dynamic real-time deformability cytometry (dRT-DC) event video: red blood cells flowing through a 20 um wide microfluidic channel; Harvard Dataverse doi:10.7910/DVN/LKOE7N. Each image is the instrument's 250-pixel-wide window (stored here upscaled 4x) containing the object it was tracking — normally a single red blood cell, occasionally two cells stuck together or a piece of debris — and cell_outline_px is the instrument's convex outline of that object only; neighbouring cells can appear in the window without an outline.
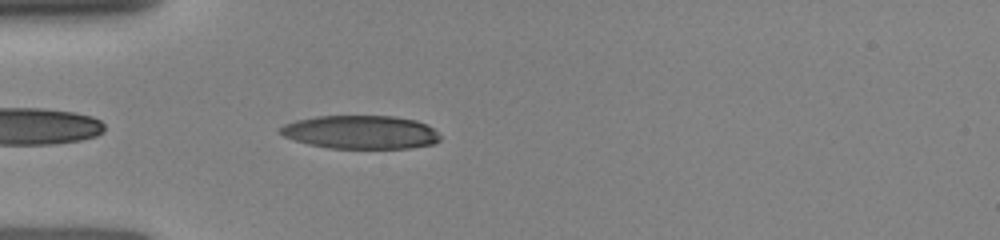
{"species": "human", "species_latin": "Homo sapiens", "temperature_condition": "room temperature", "stored_images_in_passage": 30, "camera_frame_rate_fps": 3000, "um_per_image_px": 0.085, "donor": {"sex": "female"}, "frame": {"image": 1, "passage_image": 3, "time_ms": 0.667, "image_size_px": [1000, 240], "cell_outline_px": [[440, 140], [436, 144], [408, 148], [332, 148], [308, 144], [284, 136], [280, 132], [280, 128], [284, 124], [296, 120], [316, 116], [396, 116], [416, 120], [432, 128], [440, 136]], "centroid_in_image_um": [30.68, 11.23], "position_along_channel_um": 54.3, "area_um2": 31.04}}
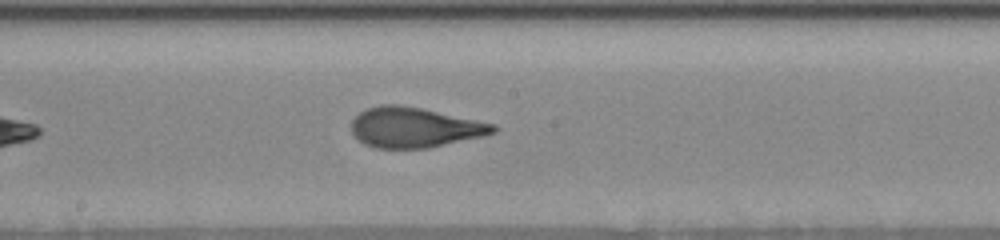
{"frame": {"image": 2, "passage_image": 17, "time_ms": 4.667, "image_size_px": [1000, 240], "cell_outline_px": [[500, 128], [496, 132], [484, 136], [428, 148], [372, 148], [364, 144], [352, 132], [352, 120], [360, 112], [368, 108], [380, 104], [400, 104], [420, 108], [496, 124]], "centroid_in_image_um": [35.25, 10.83], "position_along_channel_um": 212.9, "area_um2": 33.18}}
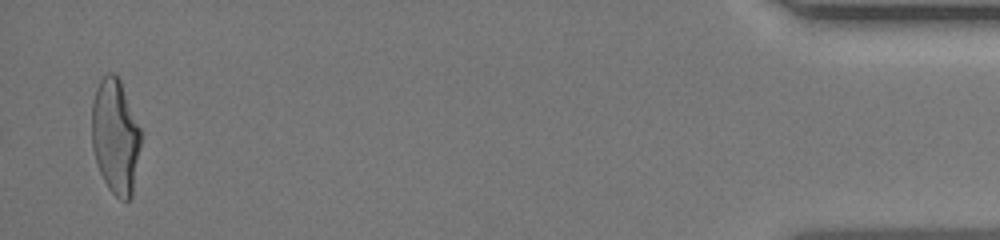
{"frame": {"image": 3, "passage_image": 30, "time_ms": 11.667, "image_size_px": [1000, 240], "cell_outline_px": [[140, 144], [132, 196], [124, 204], [108, 188], [100, 172], [92, 148], [92, 100], [96, 88], [100, 80], [108, 72], [112, 72], [120, 80], [140, 128]], "centroid_in_image_um": [9.79, 11.62], "position_along_channel_um": 425.4, "area_um2": 32.66}}